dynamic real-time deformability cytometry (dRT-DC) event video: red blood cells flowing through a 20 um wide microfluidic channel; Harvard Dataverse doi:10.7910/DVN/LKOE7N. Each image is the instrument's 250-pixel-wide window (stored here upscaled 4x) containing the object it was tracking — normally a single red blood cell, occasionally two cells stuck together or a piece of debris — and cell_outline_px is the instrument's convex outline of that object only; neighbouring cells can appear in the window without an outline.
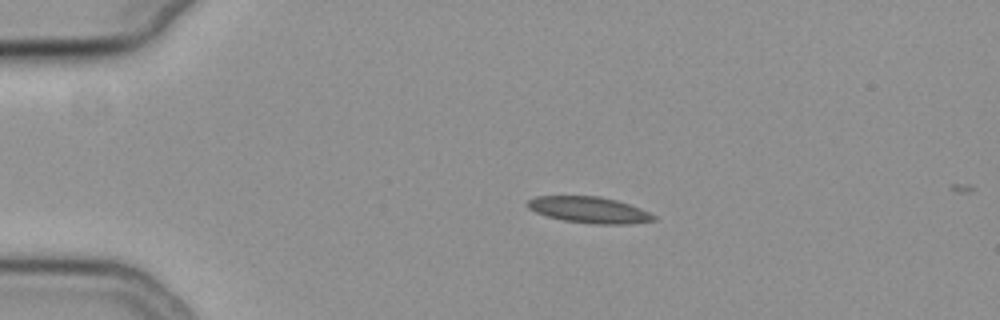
{"species": "common noctule bat (a hibernating species)", "species_latin": "Nyctalus noctula", "temperature_condition": "cold", "stored_images_in_passage": 5, "camera_frame_rate_fps": 3000, "um_per_image_px": 0.085, "animal": {"sex": "female", "body_mass_g": 19.3, "forearm_length_mm": 54.1}, "frame": {"image": 1, "passage_image": 1, "time_ms": 0.0, "image_size_px": [1000, 320], "cell_outline_px": [[656, 220], [632, 224], [596, 224], [564, 220], [548, 216], [536, 212], [528, 208], [524, 204], [528, 200], [536, 196], [600, 196], [616, 200], [640, 208], [656, 216]], "centroid_in_image_um": [50.07, 17.84], "position_along_channel_um": 34.9, "area_um2": 19.25}}